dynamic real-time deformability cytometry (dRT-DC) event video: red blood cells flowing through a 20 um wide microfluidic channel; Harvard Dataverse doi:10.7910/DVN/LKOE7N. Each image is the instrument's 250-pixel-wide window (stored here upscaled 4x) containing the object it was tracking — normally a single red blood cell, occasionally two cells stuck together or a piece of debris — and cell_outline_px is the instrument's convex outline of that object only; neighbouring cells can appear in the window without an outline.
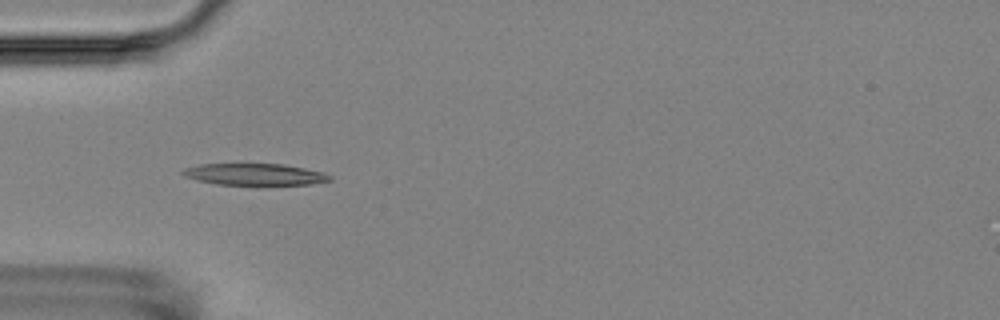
{"species": "Egyptian fruit bat (a non-hibernating species)", "species_latin": "Rousettus aegyptiacus", "temperature_condition": "room temperature", "stored_images_in_passage": 5, "camera_frame_rate_fps": 3000, "um_per_image_px": 0.085, "animal": {"sex": "female"}, "frame": {"image": 1, "passage_image": 4, "time_ms": 3.667, "image_size_px": [1000, 320], "cell_outline_px": [[332, 180], [312, 184], [216, 184], [196, 180], [184, 176], [180, 172], [184, 168], [200, 164], [284, 164], [324, 172], [332, 176]], "centroid_in_image_um": [21.64, 14.81], "position_along_channel_um": 63.4, "area_um2": 18.44}}
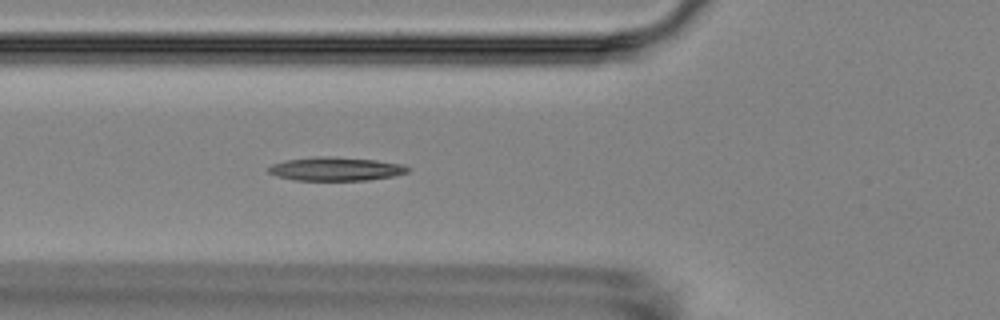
{"frame": {"image": 2, "passage_image": 5, "time_ms": 4.667, "image_size_px": [1000, 320], "cell_outline_px": [[412, 168], [408, 172], [396, 176], [368, 180], [296, 180], [276, 176], [268, 172], [268, 168], [272, 164], [288, 160], [320, 156], [332, 156], [376, 160], [404, 164]], "centroid_in_image_um": [28.61, 14.36], "position_along_channel_um": 97.2, "area_um2": 19.25}}